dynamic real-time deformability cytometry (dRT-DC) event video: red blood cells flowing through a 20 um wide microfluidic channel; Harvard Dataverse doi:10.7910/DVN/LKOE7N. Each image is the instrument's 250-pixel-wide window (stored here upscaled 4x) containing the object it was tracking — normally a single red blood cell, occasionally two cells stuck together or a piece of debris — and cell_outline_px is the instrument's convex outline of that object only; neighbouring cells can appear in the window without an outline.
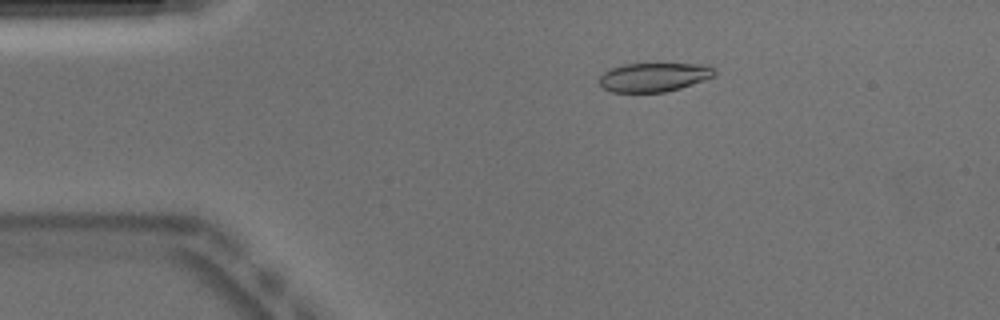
{"species": "Egyptian fruit bat (a non-hibernating species)", "species_latin": "Rousettus aegyptiacus", "temperature_condition": "warm", "stored_images_in_passage": 51, "camera_frame_rate_fps": 3000, "um_per_image_px": 0.085, "animal": {"sex": "male"}, "frame": {"image": 1, "passage_image": 9, "time_ms": 2.667, "image_size_px": [1000, 320], "cell_outline_px": [[716, 76], [680, 88], [664, 92], [612, 92], [600, 88], [596, 80], [608, 68], [620, 64], [708, 64], [716, 72]], "centroid_in_image_um": [55.51, 6.56], "position_along_channel_um": 29.5, "area_um2": 19.77}}
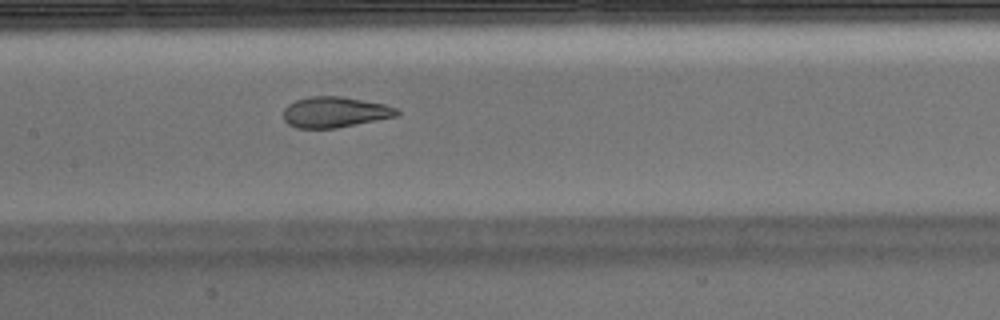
{"frame": {"image": 2, "passage_image": 24, "time_ms": 7.667, "image_size_px": [1000, 320], "cell_outline_px": [[400, 112], [396, 116], [336, 128], [296, 128], [288, 124], [284, 120], [284, 108], [288, 104], [296, 100], [312, 96], [340, 96], [384, 104], [396, 108]], "centroid_in_image_um": [28.43, 9.53], "position_along_channel_um": 179.0, "area_um2": 20.11}}
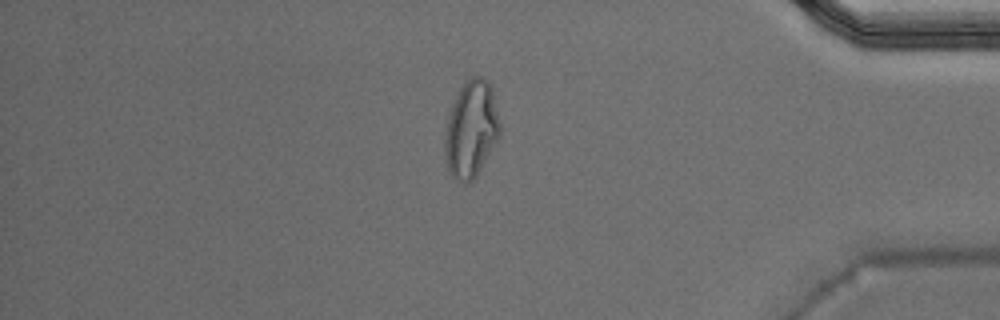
{"frame": {"image": 3, "passage_image": 43, "time_ms": 14.0, "image_size_px": [1000, 320], "cell_outline_px": [[500, 136], [476, 176], [468, 184], [464, 184], [456, 180], [448, 172], [444, 156], [444, 140], [448, 120], [456, 96], [460, 88], [472, 76], [480, 76], [488, 80], [492, 88], [500, 124]], "centroid_in_image_um": [40.05, 11.03], "position_along_channel_um": 395.1, "area_um2": 30.98}, "authors_computed_cell_mechanics": {"area_um2": 21.2126, "velocity_mm_per_s": 3.9193, "shape_relaxation_time_tau1_ms": null, "shape_relaxation_time_tau2_ms": 1.0988, "deformation_change_tau1": null, "deformation_change_tau2": 0.0722}}